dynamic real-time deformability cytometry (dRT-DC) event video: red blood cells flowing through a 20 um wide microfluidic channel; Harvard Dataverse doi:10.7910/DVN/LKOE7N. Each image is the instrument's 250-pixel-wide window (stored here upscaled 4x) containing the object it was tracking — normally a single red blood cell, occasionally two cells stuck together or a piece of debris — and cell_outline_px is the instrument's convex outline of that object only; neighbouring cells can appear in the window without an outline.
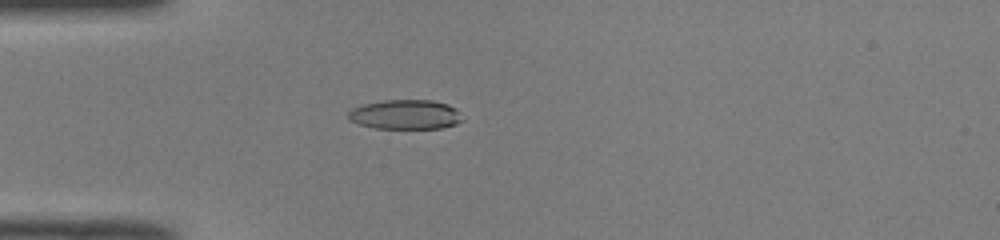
{"species": "common noctule bat (a hibernating species)", "species_latin": "Nyctalus noctula", "temperature_condition": "room temperature", "stored_images_in_passage": 38, "camera_frame_rate_fps": 3000, "um_per_image_px": 0.085, "animal": {"sex": "male", "body_mass_g": 19.0, "forearm_length_mm": 50.8}, "frame": {"image": 1, "passage_image": 2, "time_ms": 0.333, "image_size_px": [1000, 240], "cell_outline_px": [[464, 120], [456, 124], [444, 128], [376, 128], [360, 124], [352, 120], [348, 116], [348, 112], [352, 108], [364, 104], [384, 100], [432, 100], [448, 104], [456, 108]], "centroid_in_image_um": [34.51, 9.73], "position_along_channel_um": 50.5, "area_um2": 19.59}}
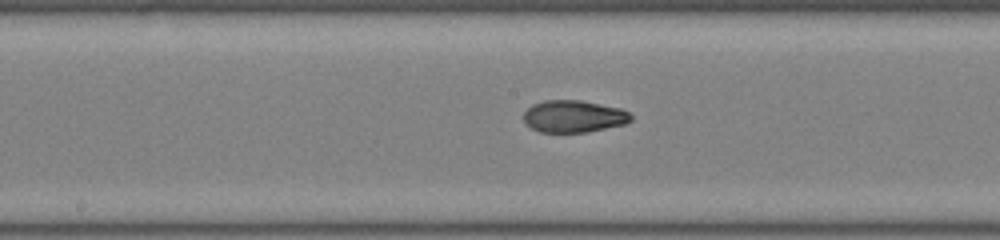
{"frame": {"image": 2, "passage_image": 14, "time_ms": 4.333, "image_size_px": [1000, 240], "cell_outline_px": [[632, 120], [624, 124], [588, 132], [540, 132], [532, 128], [524, 120], [524, 112], [532, 104], [544, 100], [580, 100], [620, 108], [628, 112], [632, 116]], "centroid_in_image_um": [48.76, 9.89], "position_along_channel_um": 199.4, "area_um2": 20.0}}
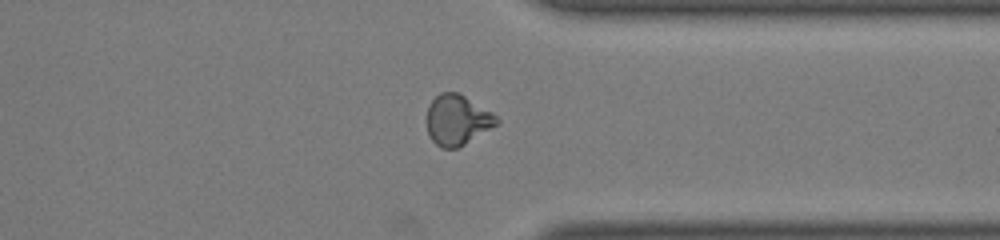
{"frame": {"image": 3, "passage_image": 27, "time_ms": 8.667, "image_size_px": [1000, 240], "cell_outline_px": [[500, 120], [496, 124], [464, 144], [456, 148], [440, 148], [428, 136], [428, 104], [440, 92], [456, 92], [464, 96], [492, 112]], "centroid_in_image_um": [38.84, 10.19], "position_along_channel_um": 372.6, "area_um2": 20.06}, "authors_computed_cell_mechanics": {"area_um2": 20.4323, "velocity_mm_per_s": 4.0261, "shape_relaxation_time_tau1_ms": 8.6316, "shape_relaxation_time_tau2_ms": 1.993, "deformation_change_tau1": 0.254, "deformation_change_tau2": 0.053}}